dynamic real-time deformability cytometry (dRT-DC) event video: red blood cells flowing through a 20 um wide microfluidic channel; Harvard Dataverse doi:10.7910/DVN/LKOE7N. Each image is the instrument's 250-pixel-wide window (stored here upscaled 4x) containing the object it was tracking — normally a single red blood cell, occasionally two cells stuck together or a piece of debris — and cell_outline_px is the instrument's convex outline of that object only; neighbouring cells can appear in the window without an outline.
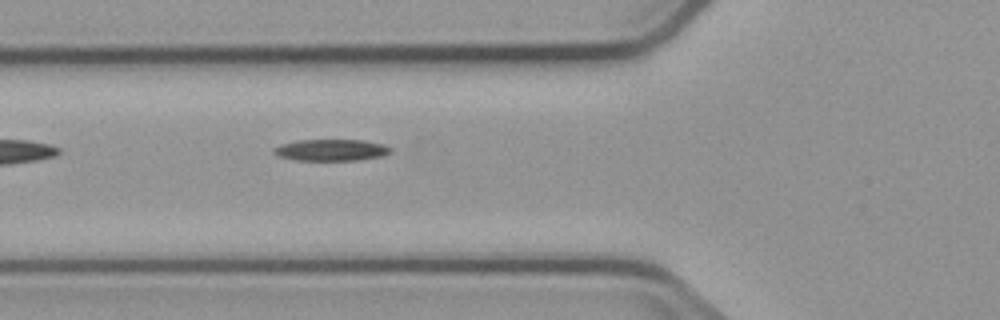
{"species": "common noctule bat (a hibernating species)", "species_latin": "Nyctalus noctula", "temperature_condition": "cold", "stored_images_in_passage": 2, "camera_frame_rate_fps": 3000, "um_per_image_px": 0.085, "animal": {"sex": "male", "body_mass_g": 23.1, "forearm_length_mm": 52.7}, "frame": {"image": 1, "passage_image": 2, "time_ms": 1.333, "image_size_px": [1000, 320], "cell_outline_px": [[392, 152], [380, 156], [356, 160], [296, 160], [276, 156], [272, 152], [272, 148], [280, 144], [296, 140], [364, 140], [384, 144], [392, 148]], "centroid_in_image_um": [28.1, 12.74], "position_along_channel_um": 97.7, "area_um2": 14.8}}